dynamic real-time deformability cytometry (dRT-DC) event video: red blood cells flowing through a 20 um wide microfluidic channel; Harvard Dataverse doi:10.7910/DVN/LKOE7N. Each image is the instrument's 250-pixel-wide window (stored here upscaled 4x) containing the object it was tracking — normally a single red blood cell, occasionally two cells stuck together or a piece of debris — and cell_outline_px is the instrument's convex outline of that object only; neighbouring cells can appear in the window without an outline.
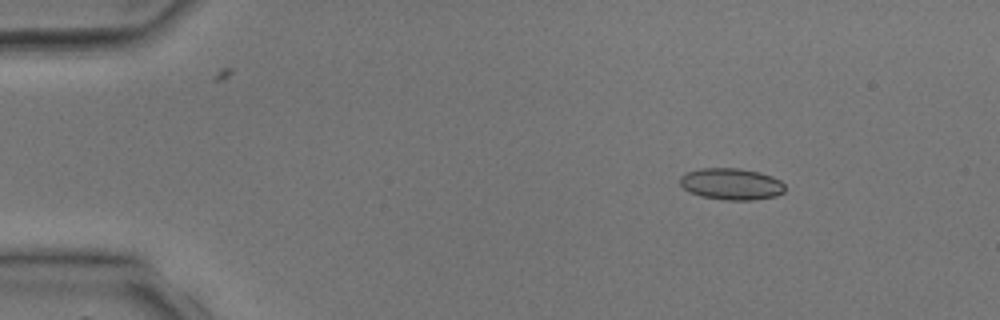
{"species": "common noctule bat (a hibernating species)", "species_latin": "Nyctalus noctula", "temperature_condition": "room temperature", "stored_images_in_passage": 3, "camera_frame_rate_fps": 3000, "um_per_image_px": 0.085, "animal": {"sex": "male", "body_mass_g": 17.9, "forearm_length_mm": 54.2}, "frame": {"image": 1, "passage_image": 1, "time_ms": 0.0, "image_size_px": [1000, 320], "cell_outline_px": [[784, 192], [776, 196], [752, 200], [724, 200], [700, 196], [688, 192], [680, 184], [680, 176], [688, 172], [700, 168], [740, 168], [760, 172], [772, 176], [780, 180], [784, 184]], "centroid_in_image_um": [62.16, 15.64], "position_along_channel_um": 22.8, "area_um2": 19.48}}
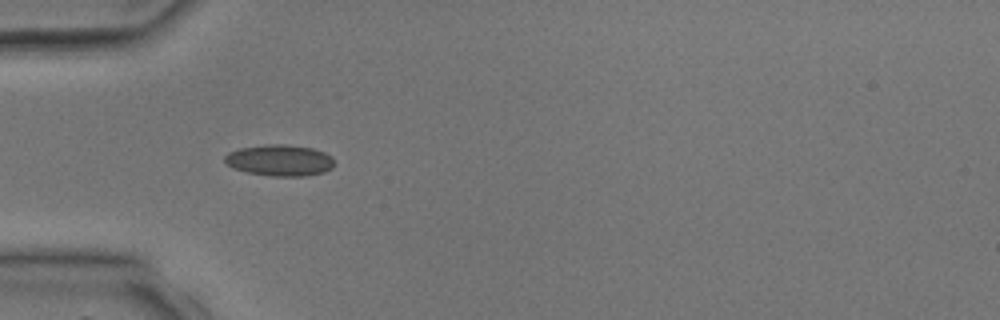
{"frame": {"image": 2, "passage_image": 3, "time_ms": 2.333, "image_size_px": [1000, 320], "cell_outline_px": [[332, 168], [324, 172], [304, 176], [272, 176], [248, 172], [232, 168], [224, 160], [224, 156], [228, 152], [240, 148], [268, 144], [284, 144], [312, 148], [324, 152], [332, 156]], "centroid_in_image_um": [23.76, 13.62], "position_along_channel_um": 61.2, "area_um2": 19.88}}